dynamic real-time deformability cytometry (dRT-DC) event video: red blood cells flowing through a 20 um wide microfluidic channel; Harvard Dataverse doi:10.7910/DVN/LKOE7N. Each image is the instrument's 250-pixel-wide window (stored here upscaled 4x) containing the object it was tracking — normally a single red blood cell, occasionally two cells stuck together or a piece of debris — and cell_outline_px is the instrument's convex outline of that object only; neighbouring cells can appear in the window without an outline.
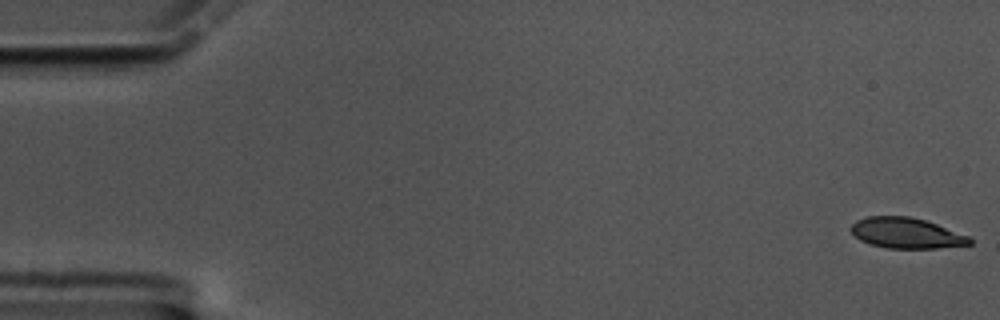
{"species": "common noctule bat (a hibernating species)", "species_latin": "Nyctalus noctula", "temperature_condition": "cold", "stored_images_in_passage": 59, "camera_frame_rate_fps": 3000, "um_per_image_px": 0.085, "animal": {"sex": "male", "body_mass_g": 17.5, "forearm_length_mm": 52.3}, "frame": {"image": 1, "passage_image": 1, "time_ms": 0.0, "image_size_px": [1000, 320], "cell_outline_px": [[972, 244], [936, 248], [888, 248], [872, 244], [860, 240], [848, 228], [856, 220], [868, 216], [908, 216], [924, 220], [936, 224], [968, 236], [972, 240]], "centroid_in_image_um": [77.01, 19.8], "position_along_channel_um": 8.0, "area_um2": 20.92}}
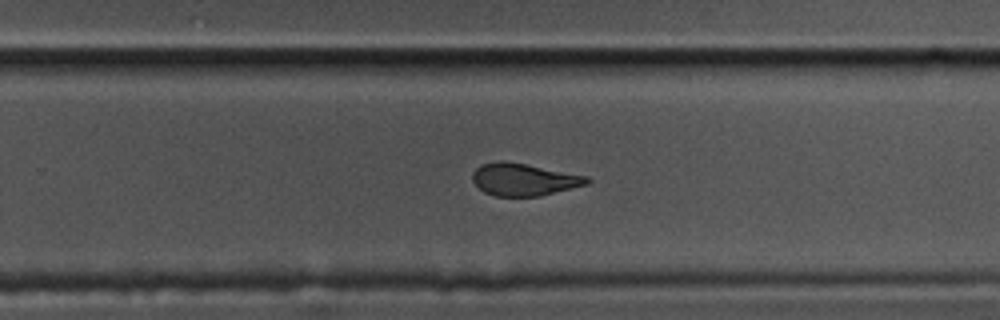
{"frame": {"image": 2, "passage_image": 38, "time_ms": 12.333, "image_size_px": [1000, 320], "cell_outline_px": [[592, 180], [588, 184], [540, 196], [496, 196], [484, 192], [472, 180], [472, 172], [480, 164], [496, 160], [504, 160], [528, 164], [588, 176]], "centroid_in_image_um": [44.52, 15.24], "position_along_channel_um": 285.3, "area_um2": 21.79}}
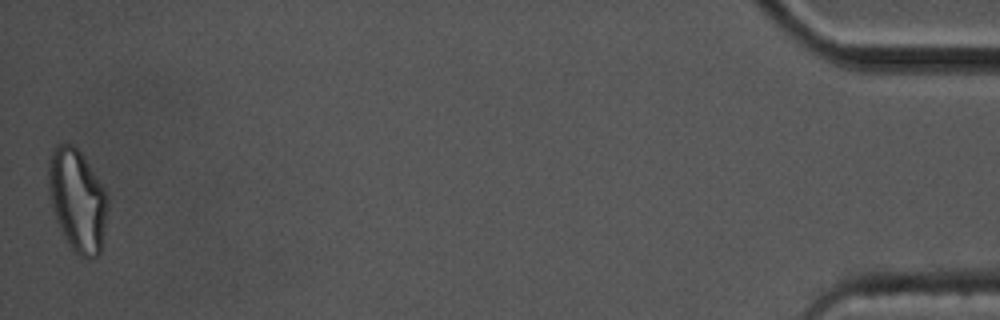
{"frame": {"image": 3, "passage_image": 59, "time_ms": 19.333, "image_size_px": [1000, 320], "cell_outline_px": [[108, 208], [100, 252], [92, 260], [80, 256], [72, 248], [64, 236], [56, 220], [52, 208], [48, 192], [48, 164], [52, 148], [56, 144], [72, 144], [84, 156], [104, 188], [108, 196]], "centroid_in_image_um": [6.57, 17.0], "position_along_channel_um": 428.6, "area_um2": 35.37}, "authors_computed_cell_mechanics": {"area_um2": 22.7732, "velocity_mm_per_s": 3.3774, "shape_relaxation_time_tau1_ms": 4.5261, "shape_relaxation_time_tau2_ms": 2.0253, "deformation_change_tau1": 0.1601, "deformation_change_tau2": 0.0737}}